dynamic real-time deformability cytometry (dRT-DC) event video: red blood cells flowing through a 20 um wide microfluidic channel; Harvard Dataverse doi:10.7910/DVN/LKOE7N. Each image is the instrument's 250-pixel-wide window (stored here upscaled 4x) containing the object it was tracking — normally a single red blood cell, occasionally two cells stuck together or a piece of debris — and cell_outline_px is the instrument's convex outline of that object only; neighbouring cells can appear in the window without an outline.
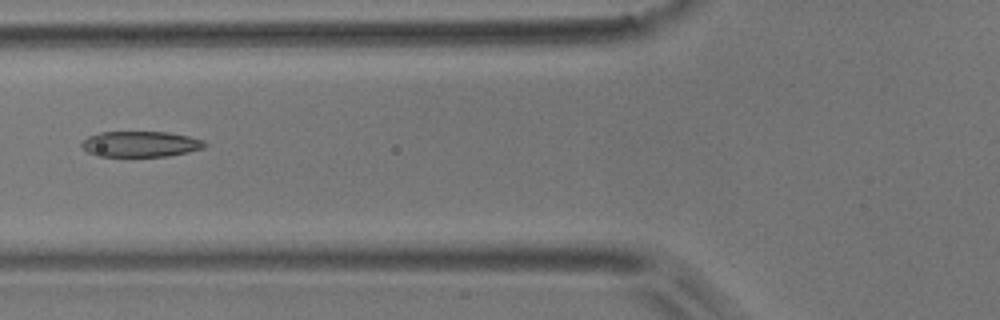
{"species": "common noctule bat (a hibernating species)", "species_latin": "Nyctalus noctula", "temperature_condition": "room temperature", "stored_images_in_passage": 7, "camera_frame_rate_fps": 3000, "um_per_image_px": 0.085, "animal": {"sex": "male", "body_mass_g": 17.9}, "frame": {"image": 1, "passage_image": 2, "time_ms": 1.333, "image_size_px": [1000, 320], "cell_outline_px": [[208, 144], [204, 148], [188, 152], [168, 156], [96, 156], [88, 152], [80, 144], [88, 136], [100, 132], [168, 132], [188, 136], [204, 140]], "centroid_in_image_um": [11.97, 12.24], "position_along_channel_um": 113.8, "area_um2": 18.44}}
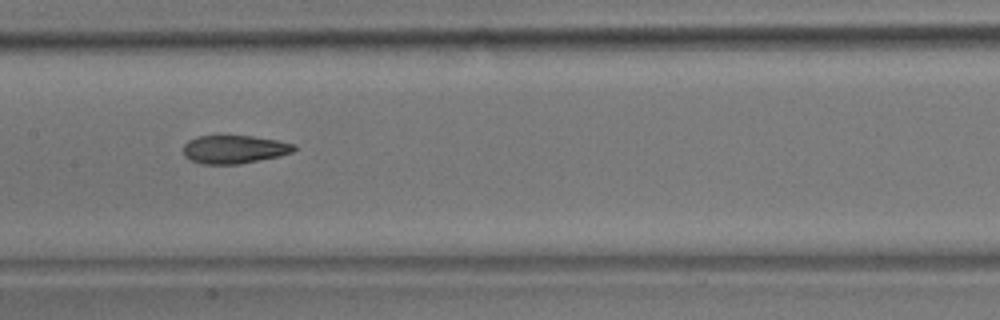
{"frame": {"image": 2, "passage_image": 4, "time_ms": 3.333, "image_size_px": [1000, 320], "cell_outline_px": [[296, 148], [292, 152], [280, 156], [240, 164], [200, 164], [188, 160], [184, 156], [184, 144], [188, 140], [196, 136], [220, 132], [252, 136], [276, 140], [296, 144]], "centroid_in_image_um": [19.85, 12.65], "position_along_channel_um": 187.6, "area_um2": 19.19}}
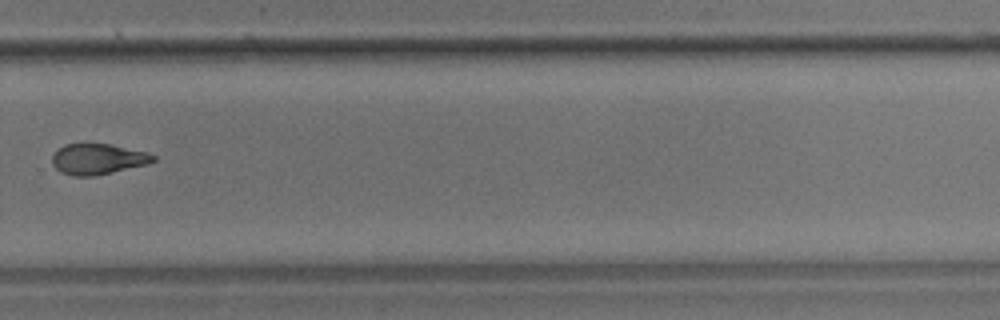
{"frame": {"image": 3, "passage_image": 7, "time_ms": 7.0, "image_size_px": [1000, 320], "cell_outline_px": [[156, 160], [148, 164], [112, 172], [92, 176], [72, 176], [60, 172], [52, 164], [52, 156], [64, 144], [108, 144], [148, 152], [156, 156]], "centroid_in_image_um": [8.33, 13.53], "position_along_channel_um": 321.5, "area_um2": 17.98}}